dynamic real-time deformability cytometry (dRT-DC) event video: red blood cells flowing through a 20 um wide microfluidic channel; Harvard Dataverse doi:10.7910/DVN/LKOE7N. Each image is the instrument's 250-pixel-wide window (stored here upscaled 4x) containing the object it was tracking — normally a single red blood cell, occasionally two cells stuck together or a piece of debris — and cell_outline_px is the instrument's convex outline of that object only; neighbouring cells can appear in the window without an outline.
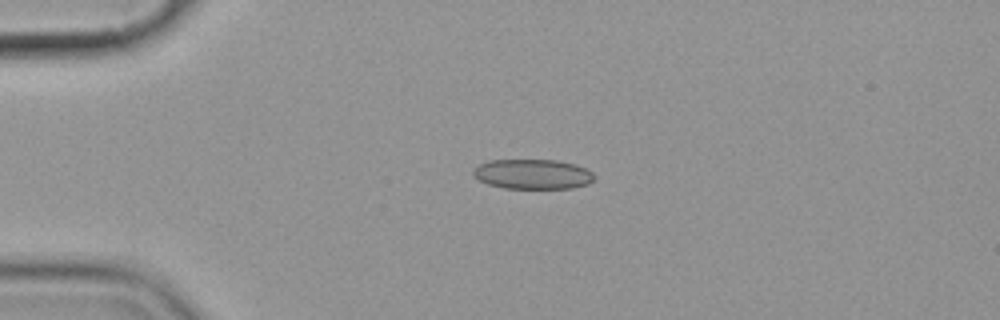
{"species": "common noctule bat (a hibernating species)", "species_latin": "Nyctalus noctula", "temperature_condition": "cold", "stored_images_in_passage": 4, "camera_frame_rate_fps": 3000, "um_per_image_px": 0.085, "animal": {"sex": "female", "body_mass_g": 19.9}, "frame": {"image": 1, "passage_image": 3, "time_ms": 3.0, "image_size_px": [1000, 320], "cell_outline_px": [[596, 176], [588, 184], [572, 188], [504, 188], [488, 184], [472, 176], [472, 168], [488, 160], [556, 160], [576, 164], [592, 172]], "centroid_in_image_um": [45.25, 14.8], "position_along_channel_um": 39.7, "area_um2": 21.15}}